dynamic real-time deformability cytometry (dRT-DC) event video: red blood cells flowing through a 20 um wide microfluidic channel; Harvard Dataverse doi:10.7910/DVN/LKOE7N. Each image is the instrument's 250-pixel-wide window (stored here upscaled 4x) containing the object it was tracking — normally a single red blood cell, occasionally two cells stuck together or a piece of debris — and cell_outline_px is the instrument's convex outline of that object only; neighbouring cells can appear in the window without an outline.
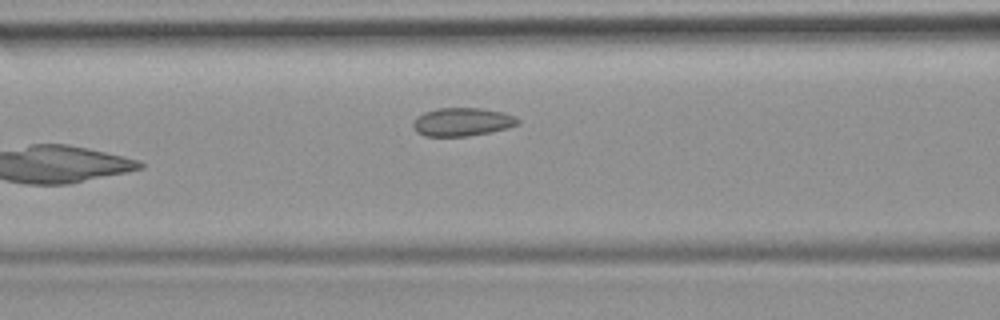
{"species": "common noctule bat (a hibernating species)", "species_latin": "Nyctalus noctula", "temperature_condition": "room temperature", "stored_images_in_passage": 5, "camera_frame_rate_fps": 3000, "um_per_image_px": 0.085, "animal": {"sex": "female", "body_mass_g": 19.9}, "frame": {"image": 1, "passage_image": 5, "time_ms": 4.667, "image_size_px": [1000, 320], "cell_outline_px": [[520, 124], [508, 128], [468, 136], [424, 136], [416, 132], [412, 128], [412, 124], [416, 116], [424, 112], [440, 108], [480, 108], [500, 112], [516, 116], [520, 120]], "centroid_in_image_um": [39.26, 10.37], "position_along_channel_um": 127.3, "area_um2": 17.34}}